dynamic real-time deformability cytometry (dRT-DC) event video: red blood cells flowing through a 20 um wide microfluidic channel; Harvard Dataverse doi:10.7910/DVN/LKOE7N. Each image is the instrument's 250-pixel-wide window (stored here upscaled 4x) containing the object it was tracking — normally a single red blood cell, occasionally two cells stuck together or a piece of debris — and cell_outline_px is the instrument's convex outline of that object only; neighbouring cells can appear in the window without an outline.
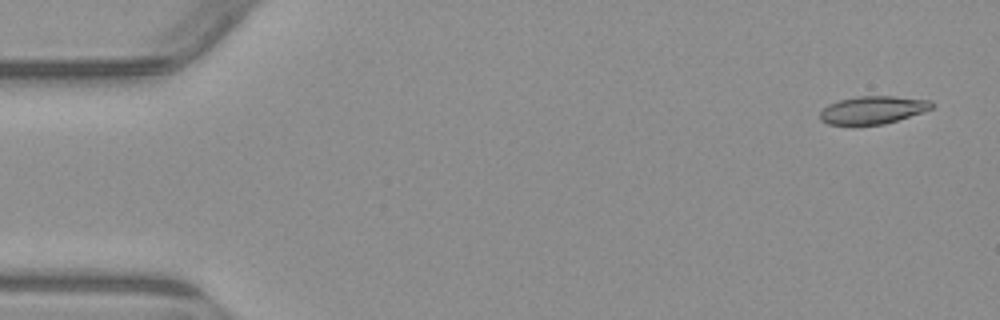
{"species": "common noctule bat (a hibernating species)", "species_latin": "Nyctalus noctula", "temperature_condition": "warm", "stored_images_in_passage": 7, "camera_frame_rate_fps": 3000, "um_per_image_px": 0.085, "animal": {"sex": "male", "body_mass_g": 23.1, "forearm_length_mm": 52.7}, "frame": {"image": 1, "passage_image": 1, "time_ms": 0.0, "image_size_px": [1000, 320], "cell_outline_px": [[936, 104], [932, 108], [884, 124], [828, 124], [820, 120], [820, 112], [828, 104], [840, 100], [856, 96], [892, 96], [932, 100]], "centroid_in_image_um": [74.19, 9.33], "position_along_channel_um": 10.8, "area_um2": 17.86}}
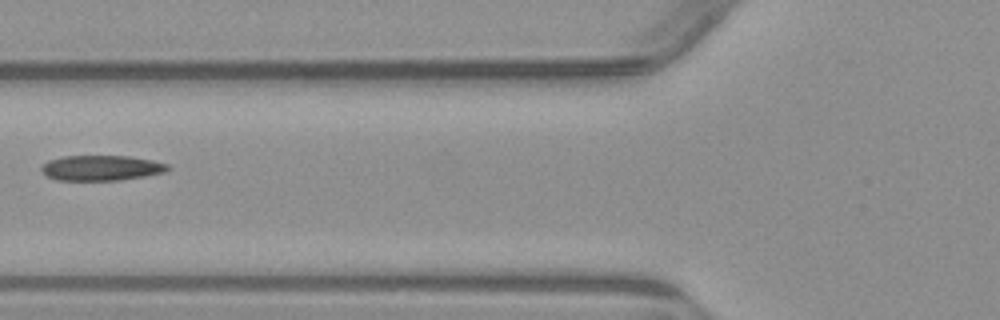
{"frame": {"image": 2, "passage_image": 6, "time_ms": 6.0, "image_size_px": [1000, 320], "cell_outline_px": [[172, 168], [164, 172], [144, 176], [120, 180], [56, 180], [40, 172], [40, 168], [48, 160], [64, 156], [128, 156], [152, 160], [168, 164]], "centroid_in_image_um": [8.6, 14.27], "position_along_channel_um": 117.2, "area_um2": 18.61}}
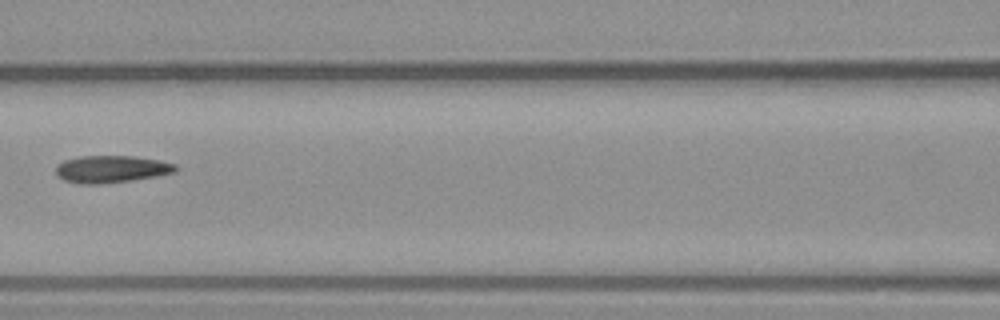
{"frame": {"image": 3, "passage_image": 7, "time_ms": 7.0, "image_size_px": [1000, 320], "cell_outline_px": [[180, 168], [176, 172], [156, 176], [132, 180], [100, 184], [76, 184], [64, 180], [56, 176], [56, 164], [64, 160], [80, 156], [132, 156], [160, 160], [176, 164]], "centroid_in_image_um": [9.46, 14.38], "position_along_channel_um": 157.1, "area_um2": 19.25}}